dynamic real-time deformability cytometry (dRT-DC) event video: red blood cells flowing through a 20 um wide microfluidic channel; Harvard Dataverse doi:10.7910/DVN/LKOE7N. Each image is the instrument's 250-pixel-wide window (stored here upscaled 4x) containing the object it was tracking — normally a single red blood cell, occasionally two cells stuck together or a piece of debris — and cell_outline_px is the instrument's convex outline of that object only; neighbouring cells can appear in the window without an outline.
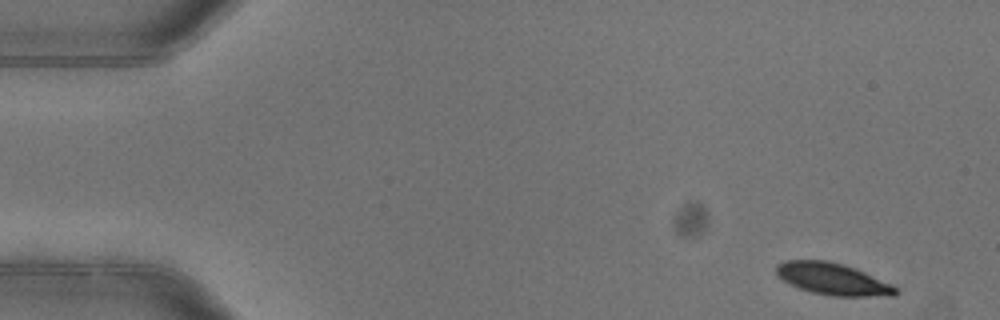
{"species": "common noctule bat (a hibernating species)", "species_latin": "Nyctalus noctula", "temperature_condition": "warm", "stored_images_in_passage": 5, "camera_frame_rate_fps": 3000, "um_per_image_px": 0.085, "animal": {"sex": "female"}, "frame": {"image": 1, "passage_image": 1, "time_ms": 0.0, "image_size_px": [1000, 320], "cell_outline_px": [[900, 292], [896, 296], [832, 296], [812, 292], [788, 284], [776, 276], [776, 264], [784, 260], [828, 260], [856, 268], [892, 284]], "centroid_in_image_um": [70.77, 23.71], "position_along_channel_um": 14.2, "area_um2": 22.43}}
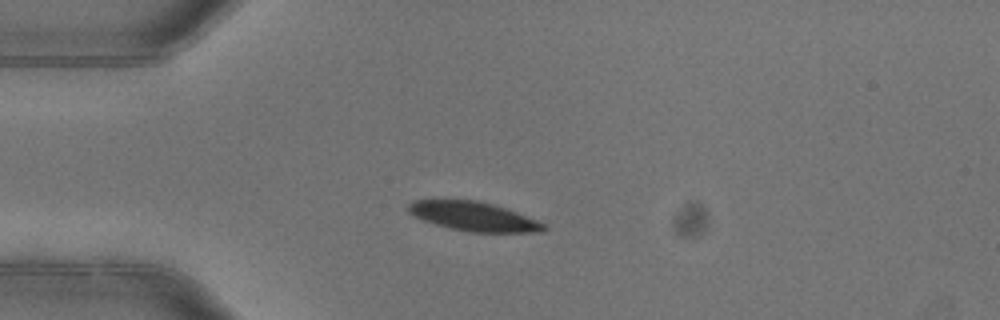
{"frame": {"image": 2, "passage_image": 4, "time_ms": 1.0, "image_size_px": [1000, 320], "cell_outline_px": [[548, 228], [544, 232], [468, 232], [436, 224], [424, 220], [408, 212], [408, 204], [412, 200], [476, 200], [492, 204], [516, 212], [536, 220], [544, 224]], "centroid_in_image_um": [40.27, 18.4], "position_along_channel_um": 44.7, "area_um2": 22.66}}
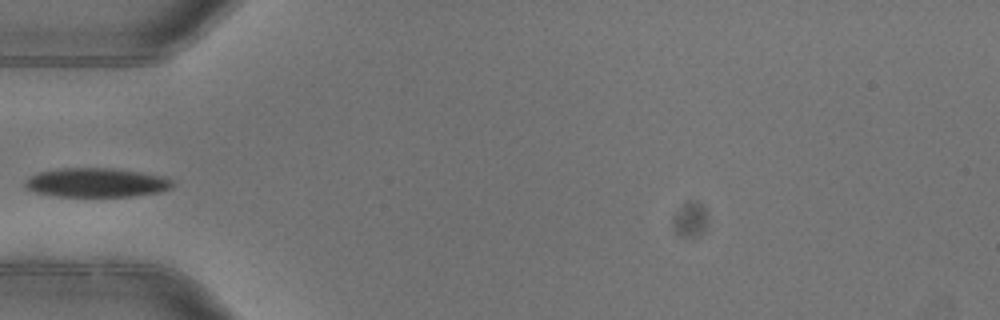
{"frame": {"image": 3, "passage_image": 5, "time_ms": 1.333, "image_size_px": [1000, 320], "cell_outline_px": [[172, 188], [160, 192], [132, 196], [56, 196], [36, 192], [24, 188], [24, 180], [40, 172], [60, 168], [112, 168], [140, 172], [160, 176], [172, 180]], "centroid_in_image_um": [8.17, 15.52], "position_along_channel_um": 76.8, "area_um2": 24.85}}